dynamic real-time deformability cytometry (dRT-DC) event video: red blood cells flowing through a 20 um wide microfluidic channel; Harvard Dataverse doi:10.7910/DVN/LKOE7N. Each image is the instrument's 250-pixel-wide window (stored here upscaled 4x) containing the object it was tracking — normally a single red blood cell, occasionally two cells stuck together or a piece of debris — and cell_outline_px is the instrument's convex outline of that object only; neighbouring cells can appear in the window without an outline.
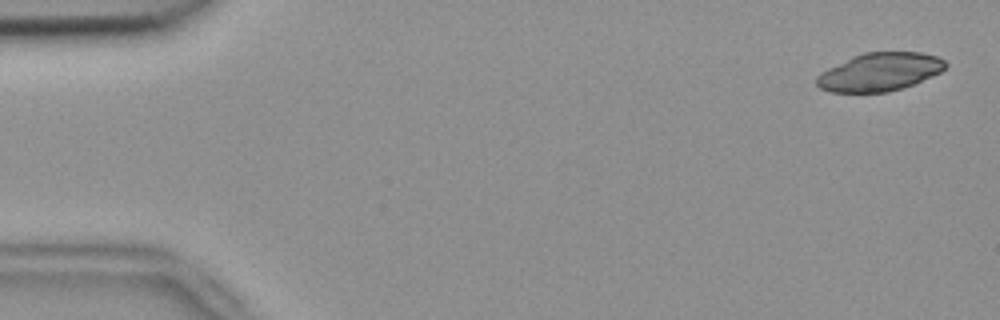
{"species": "common noctule bat (a hibernating species)", "species_latin": "Nyctalus noctula", "temperature_condition": "room temperature", "stored_images_in_passage": 52, "camera_frame_rate_fps": 3000, "um_per_image_px": 0.085, "animal": {"sex": "female", "body_mass_g": 18.4}, "frame": {"image": 1, "passage_image": 1, "time_ms": 0.0, "image_size_px": [1000, 320], "cell_outline_px": [[948, 64], [940, 72], [912, 84], [888, 92], [832, 92], [820, 88], [816, 84], [816, 76], [820, 72], [852, 56], [864, 52], [920, 52], [936, 56], [944, 60]], "centroid_in_image_um": [74.74, 6.11], "position_along_channel_um": 10.3, "area_um2": 28.44}}
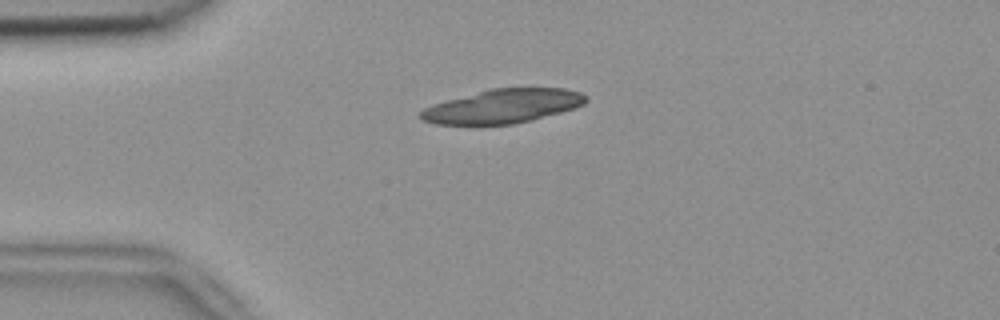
{"frame": {"image": 2, "passage_image": 12, "time_ms": 3.667, "image_size_px": [1000, 320], "cell_outline_px": [[588, 100], [584, 104], [576, 108], [512, 124], [436, 124], [420, 120], [420, 112], [424, 108], [432, 104], [492, 88], [564, 88], [580, 92], [588, 96]], "centroid_in_image_um": [42.75, 9.02], "position_along_channel_um": 42.2, "area_um2": 32.37}}